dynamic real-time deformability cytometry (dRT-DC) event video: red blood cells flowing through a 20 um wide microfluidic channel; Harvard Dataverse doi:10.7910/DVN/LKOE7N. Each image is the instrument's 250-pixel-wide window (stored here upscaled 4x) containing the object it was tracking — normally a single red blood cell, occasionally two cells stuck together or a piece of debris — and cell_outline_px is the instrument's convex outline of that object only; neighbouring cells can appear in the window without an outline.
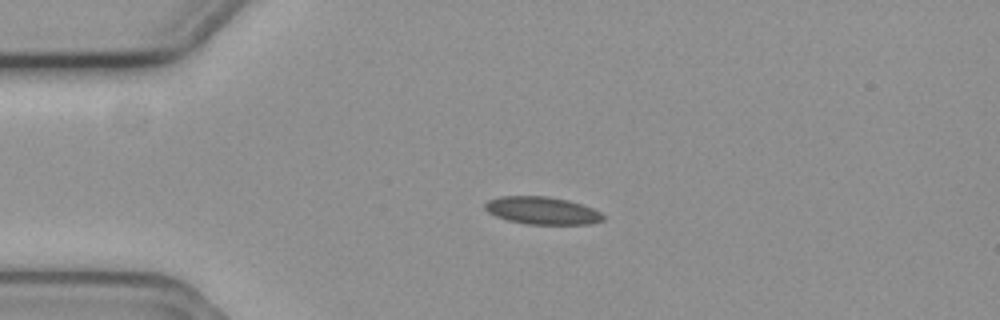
{"species": "common noctule bat (a hibernating species)", "species_latin": "Nyctalus noctula", "temperature_condition": "cold", "stored_images_in_passage": 5, "camera_frame_rate_fps": 3000, "um_per_image_px": 0.085, "animal": {"sex": "female", "body_mass_g": 19.3, "forearm_length_mm": 54.1}, "frame": {"image": 1, "passage_image": 4, "time_ms": 1.0, "image_size_px": [1000, 320], "cell_outline_px": [[604, 220], [592, 224], [528, 224], [508, 220], [496, 216], [488, 212], [484, 208], [484, 204], [488, 200], [500, 196], [548, 196], [568, 200], [584, 204], [600, 212], [604, 216]], "centroid_in_image_um": [46.1, 17.89], "position_along_channel_um": 38.9, "area_um2": 19.07}}